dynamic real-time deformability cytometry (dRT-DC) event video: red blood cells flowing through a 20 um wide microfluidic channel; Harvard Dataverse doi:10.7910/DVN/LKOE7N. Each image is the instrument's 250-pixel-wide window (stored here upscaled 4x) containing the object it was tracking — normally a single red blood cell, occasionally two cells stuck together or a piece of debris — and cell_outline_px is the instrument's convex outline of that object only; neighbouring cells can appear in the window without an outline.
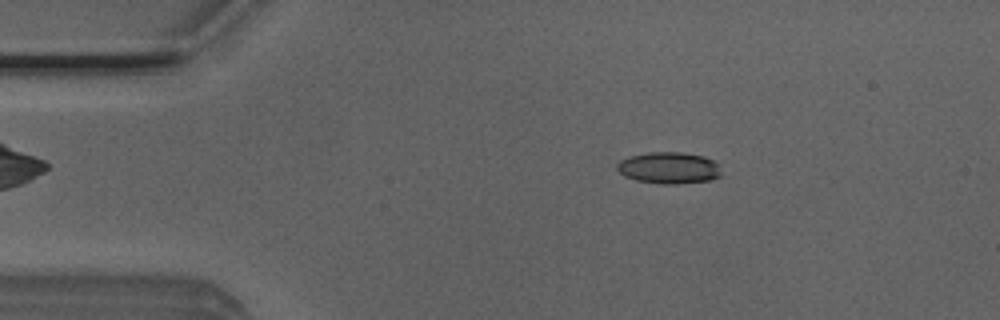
{"species": "Egyptian fruit bat (a non-hibernating species)", "species_latin": "Rousettus aegyptiacus", "temperature_condition": "room temperature", "stored_images_in_passage": 50, "camera_frame_rate_fps": 3000, "um_per_image_px": 0.085, "animal": {"sex": "male"}, "frame": {"image": 1, "passage_image": 8, "time_ms": 2.333, "image_size_px": [1000, 320], "cell_outline_px": [[720, 176], [712, 180], [676, 184], [660, 184], [636, 180], [624, 176], [616, 168], [616, 164], [620, 160], [632, 156], [648, 152], [680, 152], [704, 156], [720, 164]], "centroid_in_image_um": [56.87, 14.27], "position_along_channel_um": 28.1, "area_um2": 19.31}}
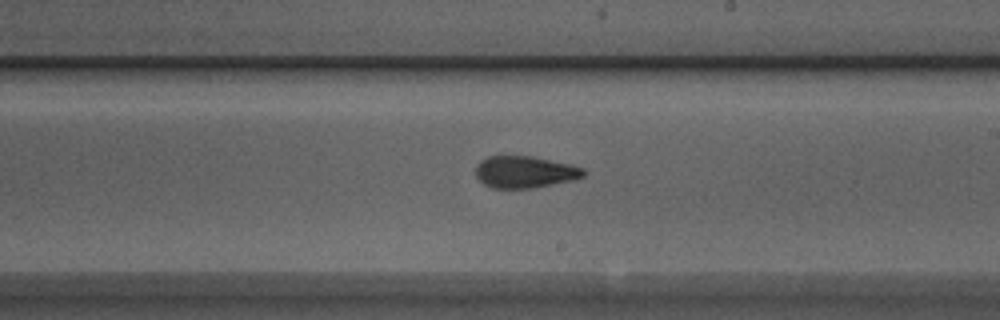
{"frame": {"image": 2, "passage_image": 28, "time_ms": 9.0, "image_size_px": [1000, 320], "cell_outline_px": [[588, 172], [584, 176], [576, 180], [532, 188], [492, 188], [484, 184], [476, 176], [476, 164], [480, 160], [488, 156], [532, 156], [572, 164], [584, 168]], "centroid_in_image_um": [44.65, 14.61], "position_along_channel_um": 244.3, "area_um2": 20.35}}
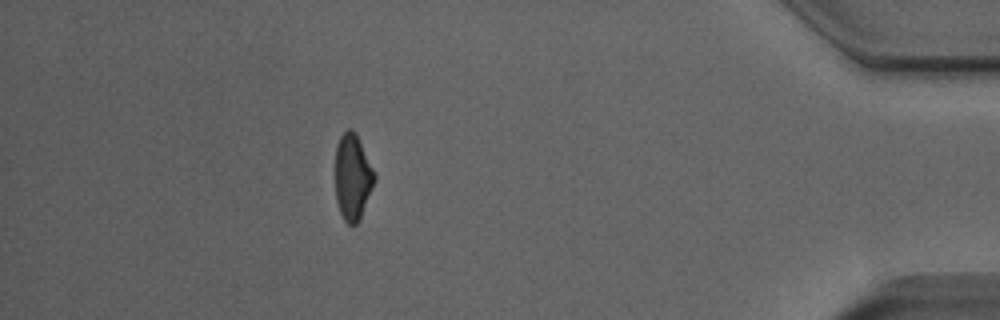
{"frame": {"image": 3, "passage_image": 44, "time_ms": 14.333, "image_size_px": [1000, 320], "cell_outline_px": [[376, 180], [360, 216], [356, 224], [348, 224], [344, 220], [340, 212], [336, 200], [336, 148], [340, 136], [348, 128], [352, 128], [376, 176]], "centroid_in_image_um": [29.96, 15.06], "position_along_channel_um": 405.2, "area_um2": 19.02}, "authors_computed_cell_mechanics": {"area_um2": 20.0855, "velocity_mm_per_s": 4.0344, "shape_relaxation_time_tau1_ms": 5.0358, "shape_relaxation_time_tau2_ms": 1.7161, "deformation_change_tau1": 0.1471, "deformation_change_tau2": 0.0821}}